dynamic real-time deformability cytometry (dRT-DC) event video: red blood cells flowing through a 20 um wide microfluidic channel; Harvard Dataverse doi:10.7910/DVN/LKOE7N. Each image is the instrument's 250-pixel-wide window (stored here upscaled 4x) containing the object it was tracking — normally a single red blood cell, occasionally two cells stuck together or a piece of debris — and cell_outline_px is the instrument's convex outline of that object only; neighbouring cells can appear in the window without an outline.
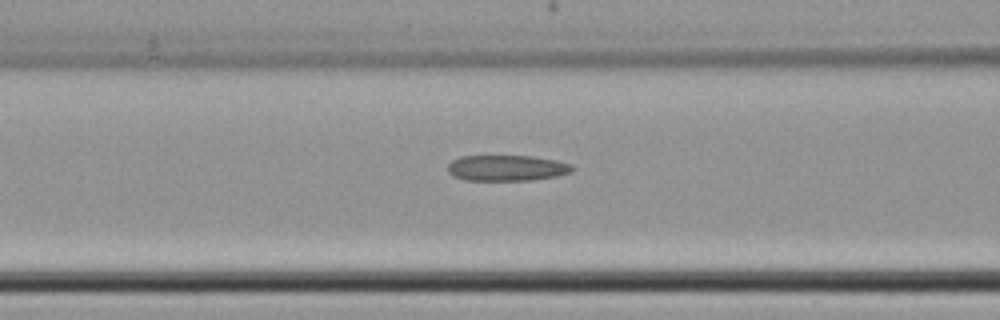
{"species": "common noctule bat (a hibernating species)", "species_latin": "Nyctalus noctula", "temperature_condition": "cold", "stored_images_in_passage": 8, "camera_frame_rate_fps": 3000, "um_per_image_px": 0.085, "animal": {"sex": "female", "body_mass_g": 22.7, "forearm_length_mm": 54.2}, "frame": {"image": 1, "passage_image": 8, "time_ms": 9.333, "image_size_px": [1000, 320], "cell_outline_px": [[576, 168], [572, 172], [556, 176], [532, 180], [464, 180], [452, 176], [448, 172], [448, 164], [452, 160], [460, 156], [532, 156], [556, 160], [572, 164]], "centroid_in_image_um": [43.09, 14.28], "position_along_channel_um": 123.5, "area_um2": 18.9}}